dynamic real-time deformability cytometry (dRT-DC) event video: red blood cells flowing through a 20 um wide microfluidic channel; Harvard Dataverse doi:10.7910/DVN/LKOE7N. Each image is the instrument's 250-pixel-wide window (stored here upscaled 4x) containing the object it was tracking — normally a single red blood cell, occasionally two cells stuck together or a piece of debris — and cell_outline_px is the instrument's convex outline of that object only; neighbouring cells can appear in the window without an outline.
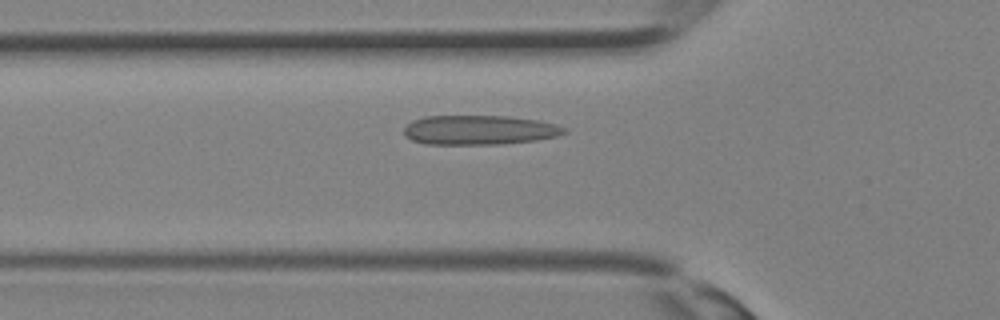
{"species": "Egyptian fruit bat (a non-hibernating species)", "species_latin": "Rousettus aegyptiacus", "temperature_condition": "room temperature", "stored_images_in_passage": 28, "camera_frame_rate_fps": 3000, "um_per_image_px": 0.085, "animal": {"sex": "female"}, "frame": {"image": 1, "passage_image": 9, "time_ms": 2.667, "image_size_px": [1000, 320], "cell_outline_px": [[568, 132], [556, 136], [536, 140], [500, 144], [424, 144], [412, 140], [404, 136], [404, 128], [412, 120], [424, 116], [508, 116], [536, 120], [568, 128]], "centroid_in_image_um": [40.71, 11.05], "position_along_channel_um": 85.1, "area_um2": 27.51}}
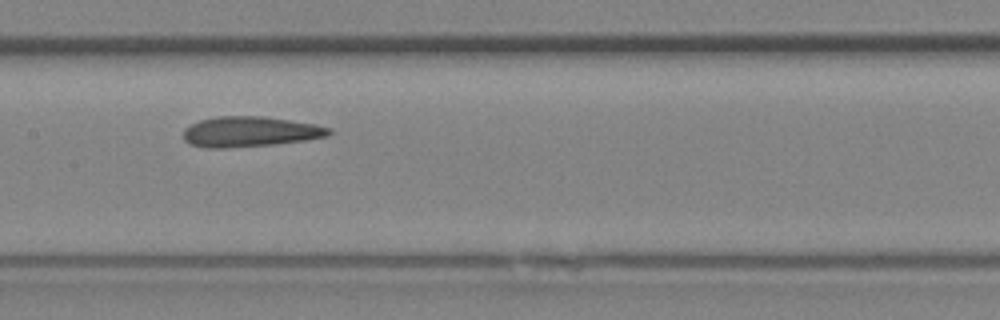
{"frame": {"image": 2, "passage_image": 14, "time_ms": 4.333, "image_size_px": [1000, 320], "cell_outline_px": [[332, 132], [328, 136], [304, 140], [272, 144], [228, 148], [204, 148], [188, 144], [184, 140], [184, 128], [200, 120], [216, 116], [264, 116], [316, 124], [332, 128]], "centroid_in_image_um": [21.24, 11.19], "position_along_channel_um": 186.2, "area_um2": 25.84}}
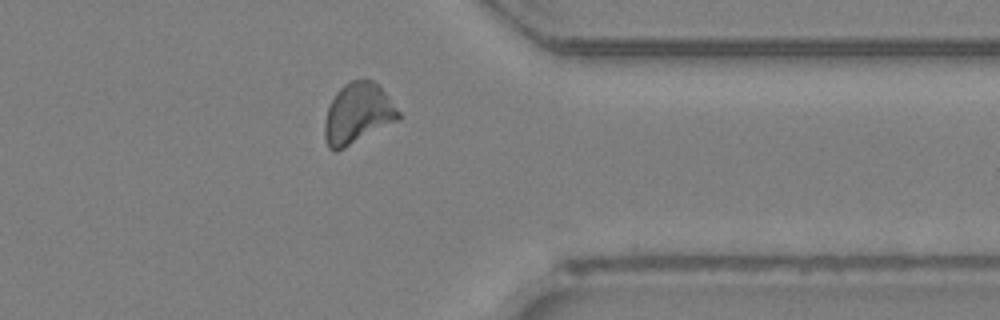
{"frame": {"image": 3, "passage_image": 24, "time_ms": 7.667, "image_size_px": [1000, 320], "cell_outline_px": [[400, 120], [336, 152], [328, 148], [324, 140], [324, 120], [328, 108], [336, 92], [344, 84], [352, 80], [364, 76], [368, 76], [388, 96], [400, 112]], "centroid_in_image_um": [30.4, 9.64], "position_along_channel_um": 381.0, "area_um2": 26.41}}